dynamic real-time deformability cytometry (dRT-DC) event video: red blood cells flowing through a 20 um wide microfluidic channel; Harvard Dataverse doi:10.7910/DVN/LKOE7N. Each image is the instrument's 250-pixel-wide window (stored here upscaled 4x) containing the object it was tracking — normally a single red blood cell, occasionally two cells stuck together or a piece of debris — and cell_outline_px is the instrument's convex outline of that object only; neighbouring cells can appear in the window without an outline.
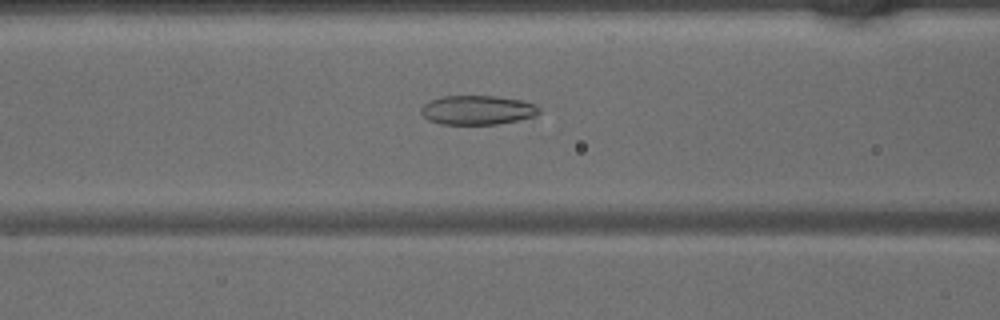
{"species": "common noctule bat (a hibernating species)", "species_latin": "Nyctalus noctula", "temperature_condition": "warm", "stored_images_in_passage": 33, "camera_frame_rate_fps": 3000, "um_per_image_px": 0.085, "animal": {"sex": "male", "body_mass_g": 15.6}, "frame": {"image": 1, "passage_image": 6, "time_ms": 1.667, "image_size_px": [1000, 320], "cell_outline_px": [[540, 112], [536, 116], [496, 124], [440, 124], [428, 120], [420, 112], [420, 108], [424, 104], [440, 96], [496, 96], [520, 100], [536, 104], [540, 108]], "centroid_in_image_um": [40.58, 9.35], "position_along_channel_um": 126.0, "area_um2": 20.11}}
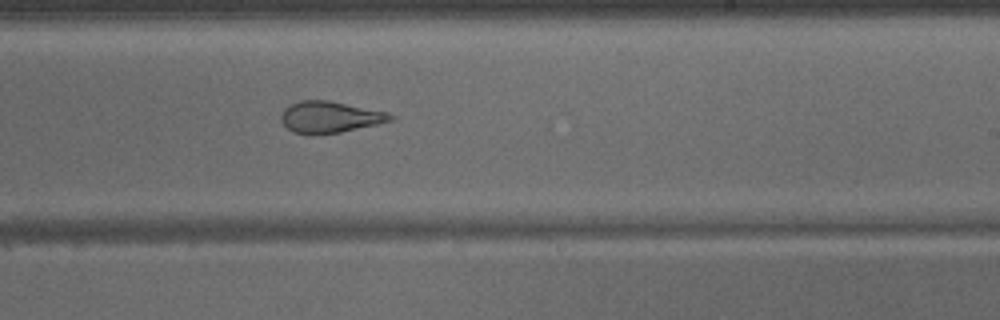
{"frame": {"image": 2, "passage_image": 15, "time_ms": 4.667, "image_size_px": [1000, 320], "cell_outline_px": [[396, 116], [392, 120], [376, 124], [340, 132], [292, 132], [280, 120], [280, 116], [284, 108], [300, 100], [328, 100], [388, 112]], "centroid_in_image_um": [28.05, 9.91], "position_along_channel_um": 260.9, "area_um2": 19.48}}
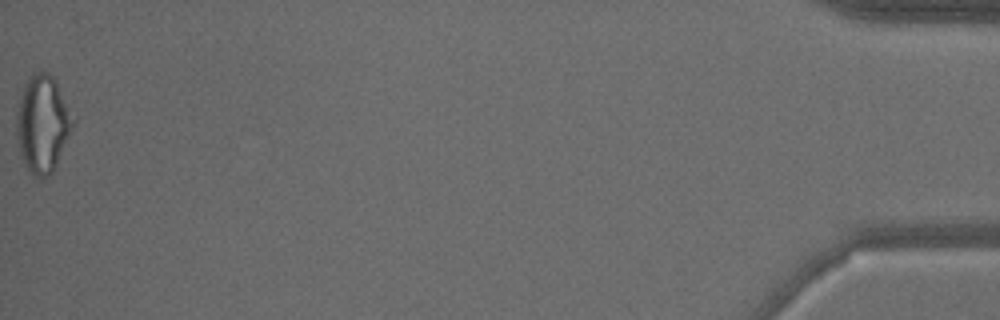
{"frame": {"image": 3, "passage_image": 33, "time_ms": 10.667, "image_size_px": [1000, 320], "cell_outline_px": [[76, 120], [56, 164], [52, 172], [48, 176], [40, 180], [32, 176], [24, 164], [20, 156], [16, 132], [16, 112], [20, 96], [24, 84], [28, 76], [36, 72], [48, 72], [56, 80]], "centroid_in_image_um": [3.61, 10.53], "position_along_channel_um": 431.6, "area_um2": 32.31}}